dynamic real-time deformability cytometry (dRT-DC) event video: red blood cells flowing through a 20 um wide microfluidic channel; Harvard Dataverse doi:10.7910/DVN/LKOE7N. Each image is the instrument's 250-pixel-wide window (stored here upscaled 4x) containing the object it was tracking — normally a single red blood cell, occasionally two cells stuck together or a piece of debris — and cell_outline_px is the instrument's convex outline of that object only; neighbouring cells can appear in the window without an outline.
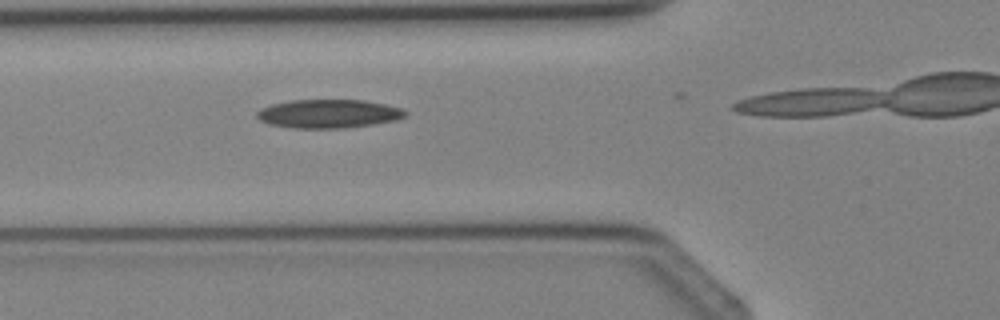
{"species": "Egyptian fruit bat (a non-hibernating species)", "species_latin": "Rousettus aegyptiacus", "temperature_condition": "cold", "stored_images_in_passage": 4, "camera_frame_rate_fps": 3000, "um_per_image_px": 0.085, "animal": {"sex": "female"}, "frame": {"image": 1, "passage_image": 2, "time_ms": 1.333, "image_size_px": [1000, 320], "cell_outline_px": [[408, 116], [396, 120], [372, 124], [344, 128], [292, 128], [268, 124], [260, 120], [256, 116], [256, 112], [260, 108], [272, 104], [292, 100], [364, 100], [384, 104], [400, 108], [408, 112]], "centroid_in_image_um": [27.91, 9.67], "position_along_channel_um": 97.9, "area_um2": 24.8}}
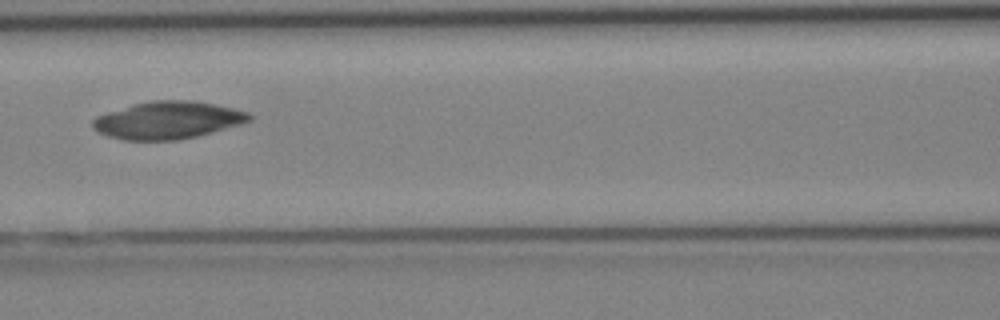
{"frame": {"image": 2, "passage_image": 4, "time_ms": 3.667, "image_size_px": [1000, 320], "cell_outline_px": [[252, 120], [244, 124], [196, 136], [176, 140], [124, 140], [108, 136], [92, 128], [92, 120], [96, 116], [132, 104], [152, 100], [188, 100], [212, 104], [232, 108], [248, 112], [252, 116]], "centroid_in_image_um": [14.27, 10.22], "position_along_channel_um": 152.3, "area_um2": 34.1}}